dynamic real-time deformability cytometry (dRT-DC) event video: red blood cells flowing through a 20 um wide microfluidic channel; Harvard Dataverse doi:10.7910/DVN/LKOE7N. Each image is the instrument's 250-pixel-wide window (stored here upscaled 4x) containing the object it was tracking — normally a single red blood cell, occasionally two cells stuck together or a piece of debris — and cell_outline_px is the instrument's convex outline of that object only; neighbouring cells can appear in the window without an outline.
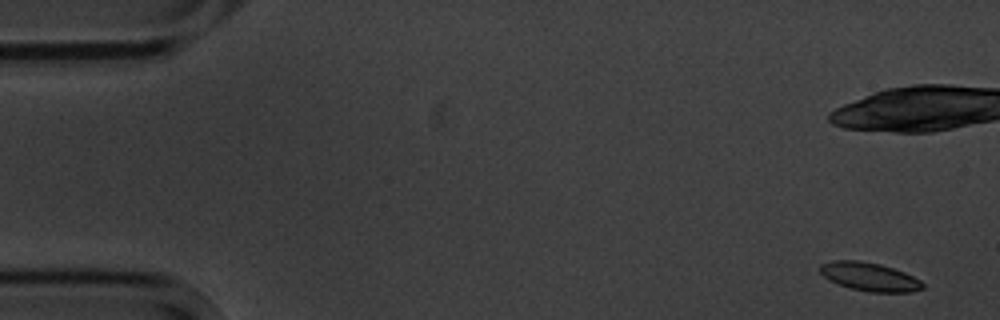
{"species": "common noctule bat (a hibernating species)", "species_latin": "Nyctalus noctula", "temperature_condition": "cold", "stored_images_in_passage": 7, "camera_frame_rate_fps": 3000, "um_per_image_px": 0.085, "animal": {"sex": "male", "body_mass_g": 20.1, "forearm_length_mm": 53.5}, "frame": {"image": 1, "passage_image": 1, "time_ms": 0.0, "image_size_px": [1000, 320], "cell_outline_px": [[924, 288], [912, 292], [868, 292], [852, 288], [828, 280], [820, 272], [820, 264], [832, 260], [860, 260], [880, 264], [904, 272], [920, 280], [924, 284]], "centroid_in_image_um": [73.91, 23.52], "position_along_channel_um": 11.1, "area_um2": 16.99}}
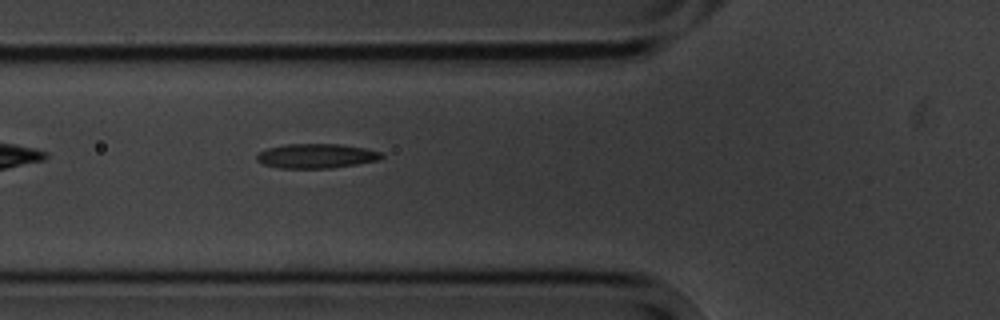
{"frame": {"image": 2, "passage_image": 7, "time_ms": 7.667, "image_size_px": [1000, 320], "cell_outline_px": [[384, 156], [380, 160], [332, 168], [280, 168], [264, 164], [256, 160], [256, 156], [260, 152], [268, 148], [284, 144], [340, 144], [364, 148], [384, 152]], "centroid_in_image_um": [26.92, 13.25], "position_along_channel_um": 98.9, "area_um2": 17.86}}